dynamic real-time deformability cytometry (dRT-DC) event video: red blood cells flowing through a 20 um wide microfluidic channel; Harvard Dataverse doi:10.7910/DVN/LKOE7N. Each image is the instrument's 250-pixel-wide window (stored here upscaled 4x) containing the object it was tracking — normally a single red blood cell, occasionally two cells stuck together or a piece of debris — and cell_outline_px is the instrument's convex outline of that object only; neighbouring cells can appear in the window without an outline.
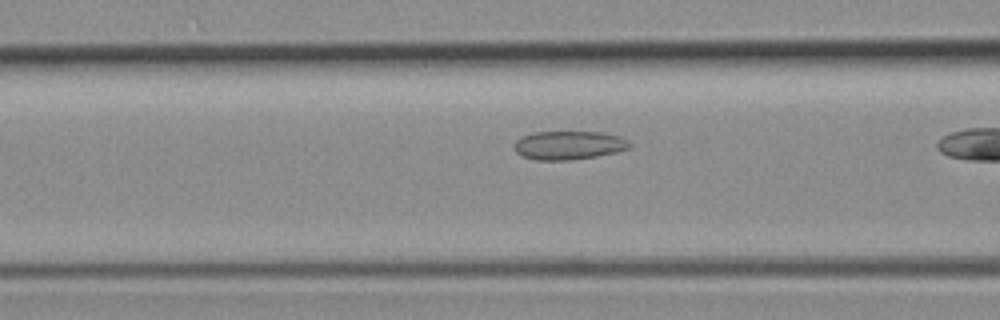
{"species": "common noctule bat (a hibernating species)", "species_latin": "Nyctalus noctula", "temperature_condition": "room temperature", "stored_images_in_passage": 8, "camera_frame_rate_fps": 3000, "um_per_image_px": 0.085, "animal": {"sex": "female", "body_mass_g": 19.3, "forearm_length_mm": 54.1}, "frame": {"image": 1, "passage_image": 6, "time_ms": 1.667, "image_size_px": [1000, 320], "cell_outline_px": [[632, 144], [628, 148], [616, 152], [596, 156], [572, 160], [536, 160], [524, 156], [516, 152], [516, 140], [532, 132], [600, 132], [620, 136], [628, 140]], "centroid_in_image_um": [48.38, 12.34], "position_along_channel_um": 118.2, "area_um2": 19.07}}